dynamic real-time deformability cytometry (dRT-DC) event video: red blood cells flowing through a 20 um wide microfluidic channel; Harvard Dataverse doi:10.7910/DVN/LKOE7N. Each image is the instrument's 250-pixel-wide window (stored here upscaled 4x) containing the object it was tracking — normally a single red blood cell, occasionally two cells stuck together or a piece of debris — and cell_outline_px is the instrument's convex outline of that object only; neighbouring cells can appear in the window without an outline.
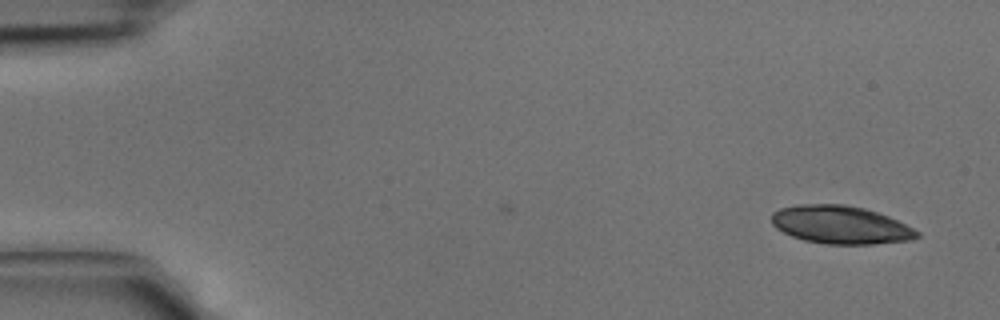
{"species": "common noctule bat (a hibernating species)", "species_latin": "Nyctalus noctula", "temperature_condition": "cold", "stored_images_in_passage": 7, "camera_frame_rate_fps": 3000, "um_per_image_px": 0.085, "animal": {"sex": "male", "body_mass_g": 15.6}, "frame": {"image": 1, "passage_image": 7, "time_ms": 2.0, "image_size_px": [1000, 320], "cell_outline_px": [[920, 236], [912, 240], [872, 244], [824, 244], [804, 240], [792, 236], [776, 228], [772, 224], [772, 212], [780, 208], [796, 204], [844, 204], [864, 208], [888, 216], [920, 232]], "centroid_in_image_um": [71.43, 19.11], "position_along_channel_um": 13.6, "area_um2": 32.25}}